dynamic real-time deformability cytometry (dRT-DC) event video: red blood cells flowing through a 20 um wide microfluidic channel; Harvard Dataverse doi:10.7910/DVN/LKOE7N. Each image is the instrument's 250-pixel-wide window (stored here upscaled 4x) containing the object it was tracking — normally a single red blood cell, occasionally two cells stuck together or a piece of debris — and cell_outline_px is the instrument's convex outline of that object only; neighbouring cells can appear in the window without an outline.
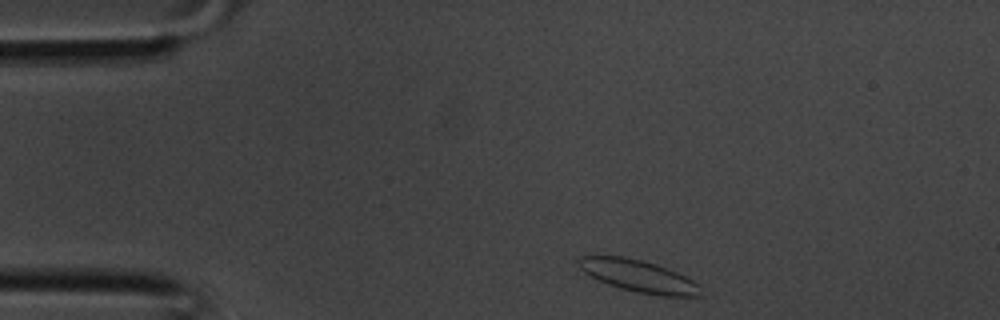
{"species": "common noctule bat (a hibernating species)", "species_latin": "Nyctalus noctula", "temperature_condition": "room temperature", "stored_images_in_passage": 32, "camera_frame_rate_fps": 3000, "um_per_image_px": 0.085, "animal": {"sex": "male", "body_mass_g": 20.1, "forearm_length_mm": 53.5}, "frame": {"image": 1, "passage_image": 1, "time_ms": 0.0, "image_size_px": [1000, 320], "cell_outline_px": [[700, 296], [660, 296], [636, 292], [620, 288], [608, 284], [584, 272], [580, 268], [576, 260], [580, 256], [624, 256], [656, 264], [668, 268], [700, 284]], "centroid_in_image_um": [54.28, 23.46], "position_along_channel_um": 30.7, "area_um2": 22.66}}
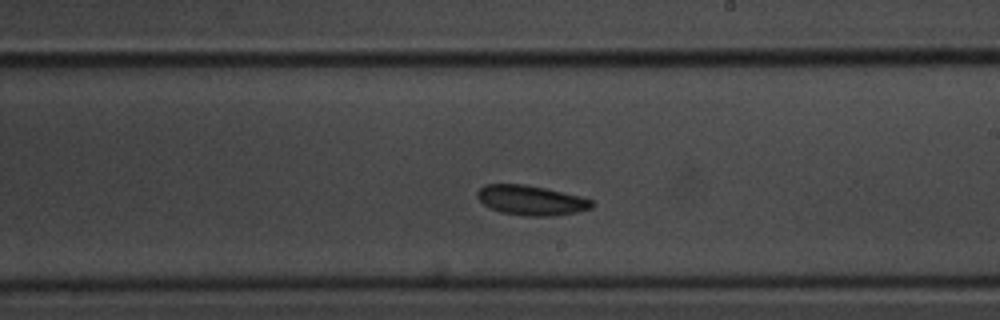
{"frame": {"image": 2, "passage_image": 16, "time_ms": 5.0, "image_size_px": [1000, 320], "cell_outline_px": [[596, 204], [592, 208], [576, 212], [552, 216], [528, 216], [500, 212], [484, 204], [476, 196], [476, 192], [484, 184], [524, 184], [544, 188], [580, 196], [592, 200]], "centroid_in_image_um": [45.15, 17.02], "position_along_channel_um": 243.9, "area_um2": 19.83}}
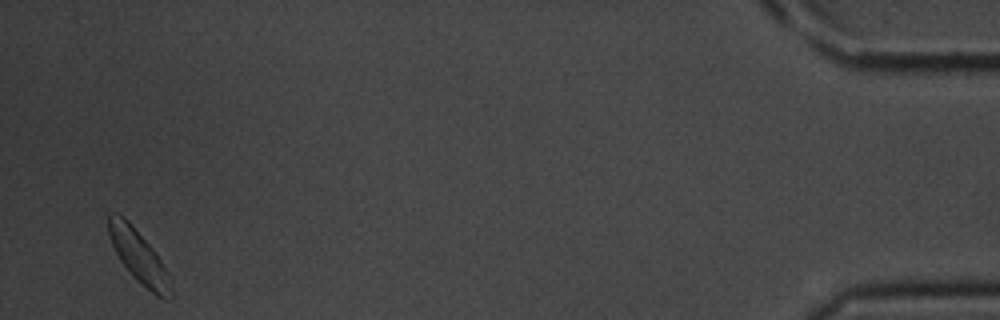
{"frame": {"image": 3, "passage_image": 31, "time_ms": 10.0, "image_size_px": [1000, 320], "cell_outline_px": [[172, 300], [156, 296], [136, 280], [132, 276], [120, 260], [112, 244], [108, 232], [108, 216], [116, 212], [124, 216], [128, 220], [156, 252], [168, 272], [172, 292]], "centroid_in_image_um": [11.81, 21.82], "position_along_channel_um": 423.4, "area_um2": 19.13}}